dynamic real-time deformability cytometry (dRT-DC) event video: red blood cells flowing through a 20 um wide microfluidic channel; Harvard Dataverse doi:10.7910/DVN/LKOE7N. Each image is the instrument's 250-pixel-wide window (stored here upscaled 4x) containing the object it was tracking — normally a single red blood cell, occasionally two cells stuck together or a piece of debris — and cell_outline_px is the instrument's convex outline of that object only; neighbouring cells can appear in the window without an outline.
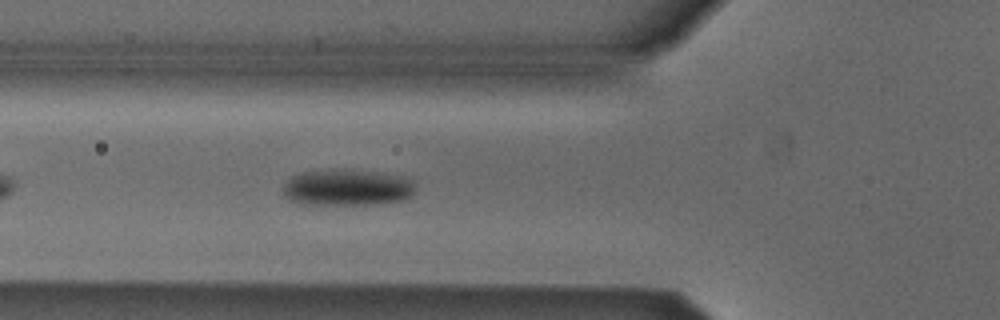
{"species": "Egyptian fruit bat (a non-hibernating species)", "species_latin": "Rousettus aegyptiacus", "temperature_condition": "cold", "stored_images_in_passage": 39, "camera_frame_rate_fps": 3000, "um_per_image_px": 0.085, "animal": {"sex": "male"}, "frame": {"image": 1, "passage_image": 7, "time_ms": 2.0, "image_size_px": [1000, 320], "cell_outline_px": [[412, 196], [404, 200], [380, 204], [304, 204], [288, 200], [284, 196], [284, 184], [292, 176], [304, 172], [376, 172], [400, 176], [412, 180]], "centroid_in_image_um": [29.51, 15.99], "position_along_channel_um": 96.3, "area_um2": 26.99}}
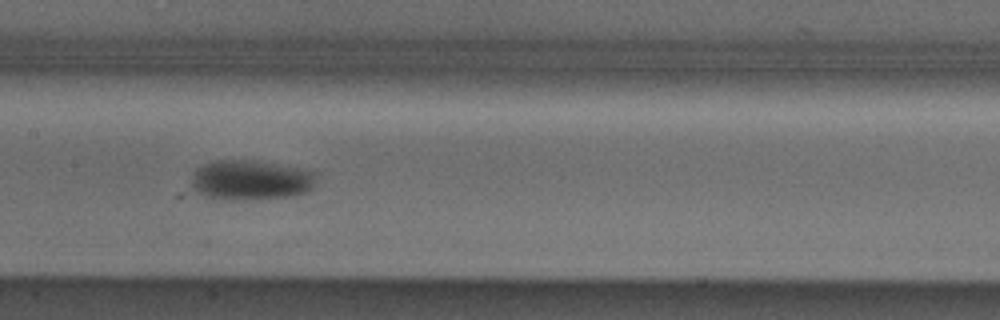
{"frame": {"image": 2, "passage_image": 14, "time_ms": 4.333, "image_size_px": [1000, 320], "cell_outline_px": [[316, 172], [312, 188], [308, 192], [292, 196], [232, 200], [224, 200], [204, 196], [196, 192], [192, 188], [192, 180], [196, 168], [204, 164], [216, 160], [256, 160]], "centroid_in_image_um": [21.27, 15.31], "position_along_channel_um": 186.1, "area_um2": 28.96}}
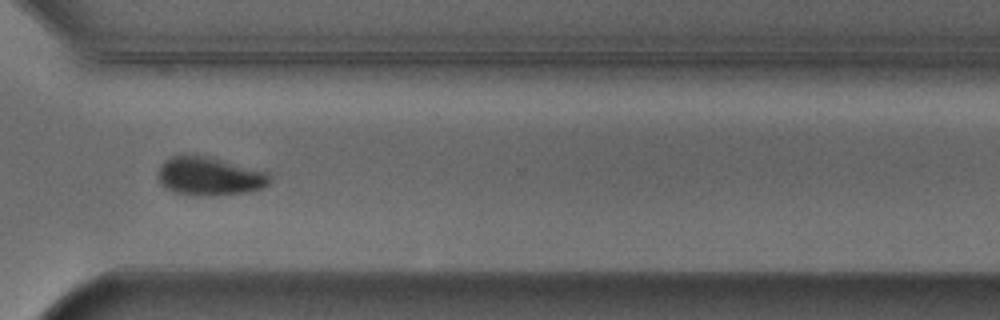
{"frame": {"image": 3, "passage_image": 27, "time_ms": 8.667, "image_size_px": [1000, 320], "cell_outline_px": [[272, 180], [264, 188], [248, 192], [212, 196], [196, 196], [172, 192], [164, 188], [160, 184], [156, 176], [160, 164], [164, 160], [172, 156], [204, 156], [268, 172], [272, 176]], "centroid_in_image_um": [17.78, 15.02], "position_along_channel_um": 352.8, "area_um2": 25.26}, "authors_computed_cell_mechanics": {"area_um2": 27.2816, "velocity_mm_per_s": 3.8511, "shape_relaxation_time_tau1_ms": 4.6016, "shape_relaxation_time_tau2_ms": null, "deformation_change_tau1": 0.1254, "deformation_change_tau2": null}}